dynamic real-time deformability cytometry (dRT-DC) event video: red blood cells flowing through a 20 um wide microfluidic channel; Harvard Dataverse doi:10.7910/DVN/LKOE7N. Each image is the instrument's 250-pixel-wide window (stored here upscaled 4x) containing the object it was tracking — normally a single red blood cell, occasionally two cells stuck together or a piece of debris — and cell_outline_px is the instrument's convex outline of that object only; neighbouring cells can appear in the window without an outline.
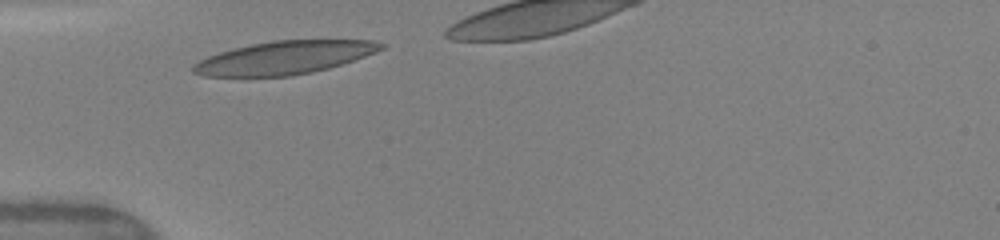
{"species": "human", "species_latin": "Homo sapiens", "temperature_condition": "warm", "stored_images_in_passage": 5, "camera_frame_rate_fps": 3000, "um_per_image_px": 0.085, "donor": {"sex": "female"}, "frame": {"image": 1, "passage_image": 1, "time_ms": 0.0, "image_size_px": [1000, 240], "cell_outline_px": [[388, 44], [384, 48], [376, 52], [328, 68], [312, 72], [292, 76], [204, 76], [192, 72], [192, 64], [208, 56], [232, 48], [272, 40], [376, 40]], "centroid_in_image_um": [24.18, 4.89], "position_along_channel_um": 60.8, "area_um2": 36.18}}